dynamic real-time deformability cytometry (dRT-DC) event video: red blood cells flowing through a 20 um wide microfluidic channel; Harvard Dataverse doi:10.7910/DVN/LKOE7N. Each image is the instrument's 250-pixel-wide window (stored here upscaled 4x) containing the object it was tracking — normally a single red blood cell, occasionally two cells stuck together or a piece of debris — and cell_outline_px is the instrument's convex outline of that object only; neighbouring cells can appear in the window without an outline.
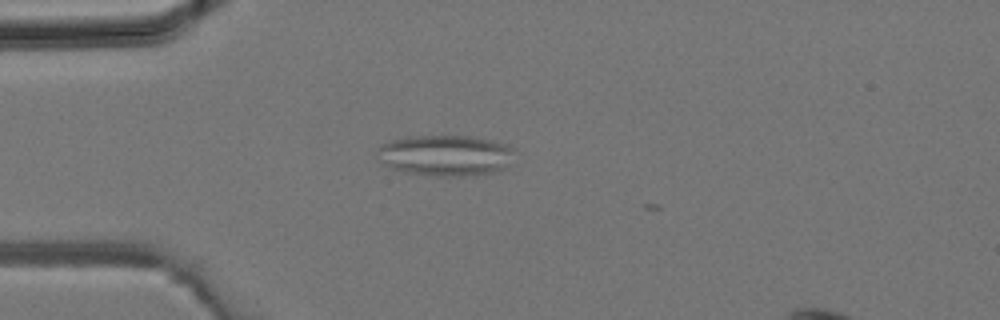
{"species": "common noctule bat (a hibernating species)", "species_latin": "Nyctalus noctula", "temperature_condition": "room temperature", "stored_images_in_passage": 2, "camera_frame_rate_fps": 3000, "um_per_image_px": 0.085, "animal": {"sex": "male", "body_mass_g": 19.2, "forearm_length_mm": 51.8}, "frame": {"image": 1, "passage_image": 1, "time_ms": 0.0, "image_size_px": [1000, 320], "cell_outline_px": [[512, 152], [504, 168], [492, 172], [460, 176], [436, 176], [404, 172], [392, 168], [384, 164], [376, 152], [376, 148], [380, 144], [392, 140], [408, 136], [472, 136], [492, 140], [504, 144], [512, 148]], "centroid_in_image_um": [37.78, 13.19], "position_along_channel_um": 47.2, "area_um2": 32.37}}